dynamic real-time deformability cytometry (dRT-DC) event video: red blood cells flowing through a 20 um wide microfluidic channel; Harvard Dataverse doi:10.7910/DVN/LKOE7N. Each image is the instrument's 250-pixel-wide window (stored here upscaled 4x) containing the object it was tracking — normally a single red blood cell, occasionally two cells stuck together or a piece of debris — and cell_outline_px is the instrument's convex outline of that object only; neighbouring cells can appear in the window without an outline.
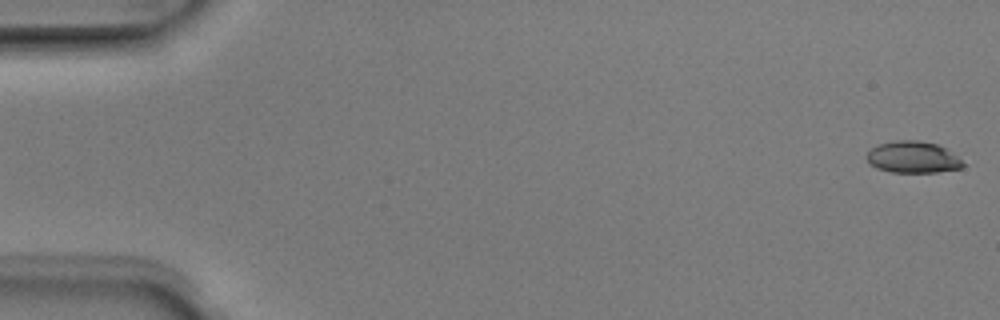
{"species": "Egyptian fruit bat (a non-hibernating species)", "species_latin": "Rousettus aegyptiacus", "temperature_condition": "room temperature", "stored_images_in_passage": 5, "camera_frame_rate_fps": 3000, "um_per_image_px": 0.085, "animal": {"sex": "male"}, "frame": {"image": 1, "passage_image": 1, "time_ms": 0.0, "image_size_px": [1000, 320], "cell_outline_px": [[964, 164], [960, 168], [936, 172], [888, 172], [876, 168], [868, 164], [864, 156], [872, 148], [880, 144], [896, 140], [920, 140], [936, 144], [948, 148]], "centroid_in_image_um": [77.54, 13.36], "position_along_channel_um": 7.5, "area_um2": 17.86}}
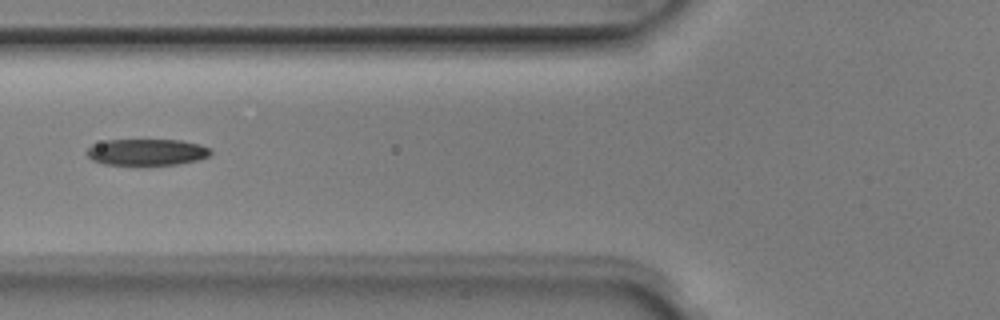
{"frame": {"image": 2, "passage_image": 4, "time_ms": 1.0, "image_size_px": [1000, 320], "cell_outline_px": [[212, 152], [208, 156], [200, 160], [180, 164], [104, 164], [92, 160], [88, 156], [88, 148], [92, 144], [108, 140], [180, 140], [200, 144], [212, 148]], "centroid_in_image_um": [12.53, 12.92], "position_along_channel_um": 113.3, "area_um2": 19.02}}
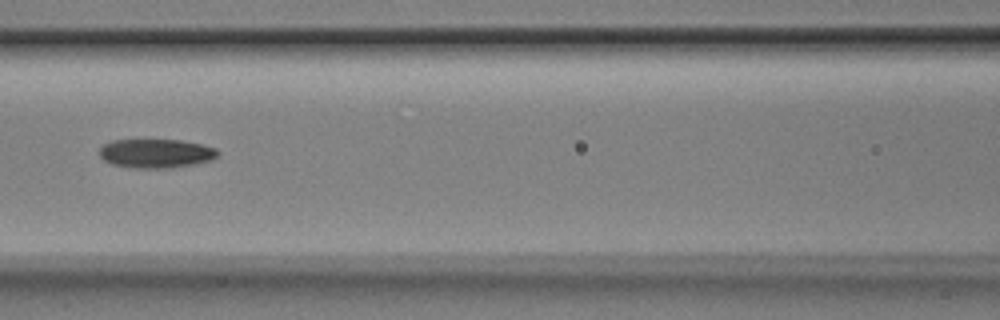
{"frame": {"image": 3, "passage_image": 5, "time_ms": 1.333, "image_size_px": [1000, 320], "cell_outline_px": [[220, 152], [212, 160], [196, 164], [172, 168], [132, 168], [112, 164], [104, 160], [100, 156], [100, 148], [104, 144], [112, 140], [180, 140], [200, 144], [216, 148]], "centroid_in_image_um": [13.27, 13.05], "position_along_channel_um": 153.3, "area_um2": 20.06}}